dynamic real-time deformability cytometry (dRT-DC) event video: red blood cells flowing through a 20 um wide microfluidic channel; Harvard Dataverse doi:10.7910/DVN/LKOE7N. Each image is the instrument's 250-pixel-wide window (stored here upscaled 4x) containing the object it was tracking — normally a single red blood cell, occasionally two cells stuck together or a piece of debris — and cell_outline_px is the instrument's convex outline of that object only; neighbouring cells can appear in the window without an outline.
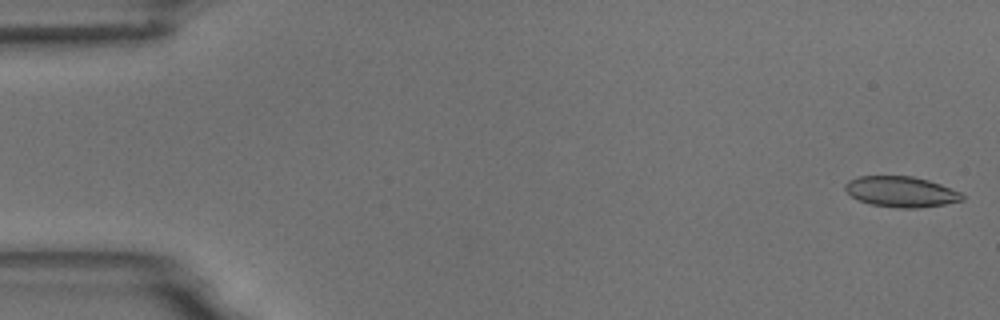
{"species": "common noctule bat (a hibernating species)", "species_latin": "Nyctalus noctula", "temperature_condition": "room temperature", "stored_images_in_passage": 7, "camera_frame_rate_fps": 3000, "um_per_image_px": 0.085, "animal": {"sex": "male", "body_mass_g": 18.8}, "frame": {"image": 1, "passage_image": 1, "time_ms": 0.0, "image_size_px": [1000, 320], "cell_outline_px": [[964, 200], [944, 204], [916, 208], [900, 208], [872, 204], [860, 200], [852, 196], [844, 188], [844, 184], [848, 180], [860, 176], [912, 176], [928, 180], [940, 184], [960, 192], [964, 196]], "centroid_in_image_um": [76.59, 16.29], "position_along_channel_um": 8.4, "area_um2": 20.69}}
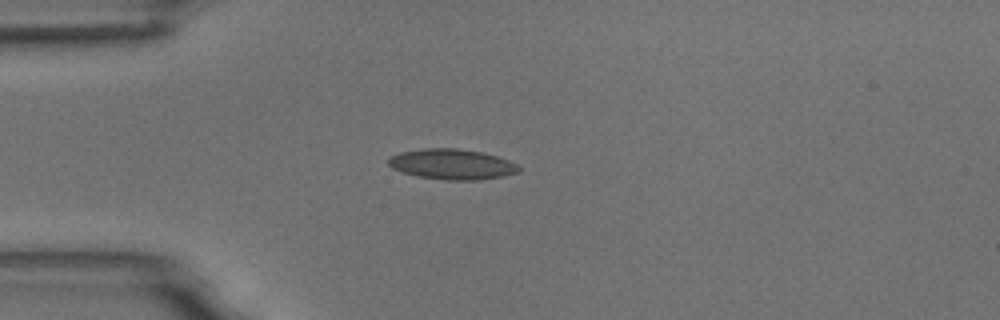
{"frame": {"image": 2, "passage_image": 4, "time_ms": 4.333, "image_size_px": [1000, 320], "cell_outline_px": [[520, 172], [504, 176], [480, 180], [444, 180], [416, 176], [400, 172], [392, 168], [388, 164], [388, 160], [392, 156], [400, 152], [424, 148], [456, 148], [480, 152], [496, 156], [508, 160], [516, 164], [520, 168]], "centroid_in_image_um": [38.41, 13.97], "position_along_channel_um": 46.6, "area_um2": 23.18}}